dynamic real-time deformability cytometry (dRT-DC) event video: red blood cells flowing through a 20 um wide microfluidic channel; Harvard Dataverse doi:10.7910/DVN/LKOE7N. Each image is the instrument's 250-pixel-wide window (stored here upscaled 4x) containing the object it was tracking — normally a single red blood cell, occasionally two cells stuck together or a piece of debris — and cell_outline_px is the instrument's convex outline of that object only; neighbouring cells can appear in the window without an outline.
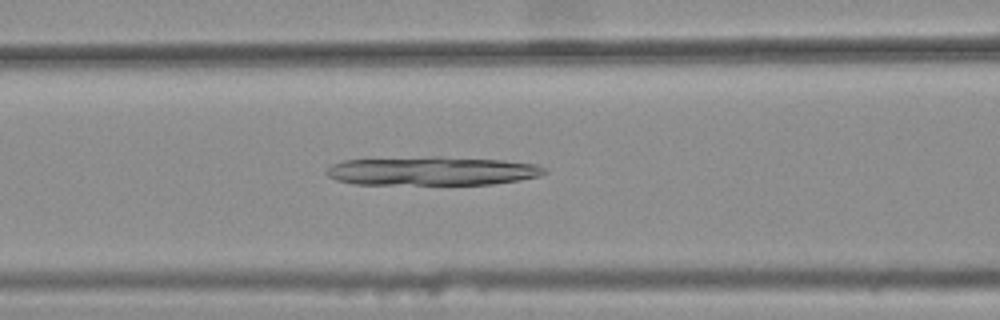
{"species": "common noctule bat (a hibernating species)", "species_latin": "Nyctalus noctula", "temperature_condition": "warm", "stored_images_in_passage": 42, "camera_frame_rate_fps": 3000, "um_per_image_px": 0.085, "animal": {"sex": "female", "body_mass_g": 25.1}, "frame": {"image": 1, "passage_image": 20, "time_ms": 6.333, "image_size_px": [1000, 320], "cell_outline_px": [[548, 172], [540, 176], [520, 180], [492, 184], [356, 184], [336, 180], [328, 176], [324, 172], [332, 164], [344, 160], [432, 156], [440, 156], [504, 160], [536, 164], [548, 168]], "centroid_in_image_um": [36.76, 14.52], "position_along_channel_um": 129.8, "area_um2": 36.88}}
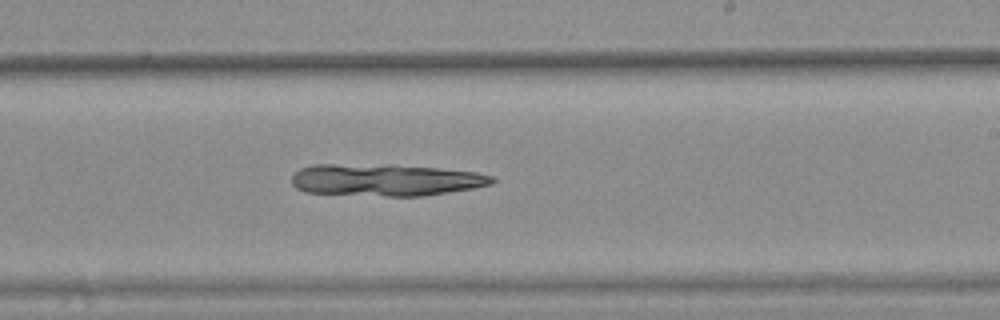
{"frame": {"image": 2, "passage_image": 30, "time_ms": 9.667, "image_size_px": [1000, 320], "cell_outline_px": [[496, 180], [492, 184], [472, 188], [424, 196], [388, 196], [304, 192], [296, 188], [292, 184], [292, 176], [300, 168], [312, 164], [392, 164], [440, 168], [476, 172], [492, 176]], "centroid_in_image_um": [32.75, 15.28], "position_along_channel_um": 256.2, "area_um2": 37.63}}
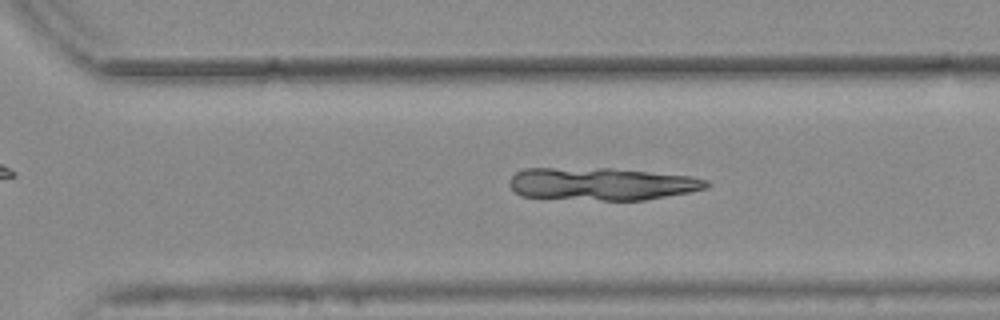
{"frame": {"image": 3, "passage_image": 35, "time_ms": 11.333, "image_size_px": [1000, 320], "cell_outline_px": [[712, 184], [708, 188], [688, 192], [644, 200], [600, 200], [520, 196], [508, 184], [508, 180], [516, 172], [524, 168], [612, 168], [692, 176], [708, 180]], "centroid_in_image_um": [51.15, 15.62], "position_along_channel_um": 319.4, "area_um2": 37.57}}